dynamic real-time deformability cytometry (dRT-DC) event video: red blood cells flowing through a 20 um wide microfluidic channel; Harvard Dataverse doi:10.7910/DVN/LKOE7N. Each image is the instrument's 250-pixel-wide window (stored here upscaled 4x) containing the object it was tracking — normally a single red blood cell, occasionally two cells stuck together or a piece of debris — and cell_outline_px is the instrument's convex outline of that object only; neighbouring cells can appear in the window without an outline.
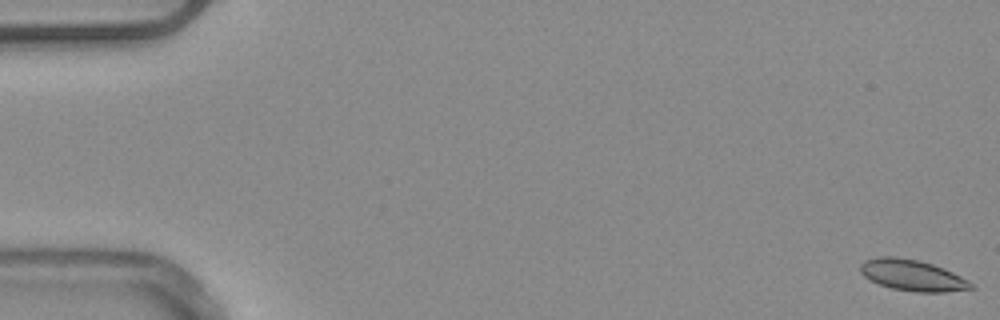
{"species": "common noctule bat (a hibernating species)", "species_latin": "Nyctalus noctula", "temperature_condition": "warm", "stored_images_in_passage": 53, "camera_frame_rate_fps": 3000, "um_per_image_px": 0.085, "animal": {"sex": "male", "body_mass_g": 20.4}, "frame": {"image": 1, "passage_image": 1, "time_ms": 0.0, "image_size_px": [1000, 320], "cell_outline_px": [[976, 288], [944, 292], [916, 292], [892, 288], [880, 284], [864, 276], [860, 272], [860, 264], [864, 260], [880, 256], [896, 256], [920, 260], [944, 268], [968, 280]], "centroid_in_image_um": [77.55, 23.38], "position_along_channel_um": 7.5, "area_um2": 20.06}}
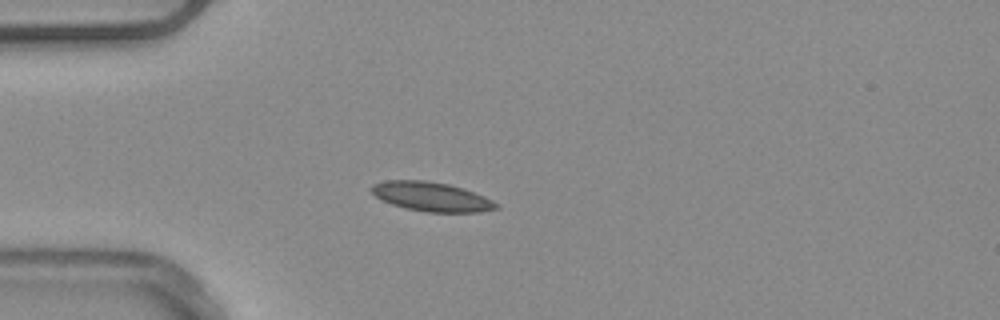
{"frame": {"image": 2, "passage_image": 15, "time_ms": 4.667, "image_size_px": [1000, 320], "cell_outline_px": [[500, 208], [480, 212], [428, 212], [404, 208], [392, 204], [376, 196], [368, 188], [372, 184], [384, 180], [424, 180], [448, 184], [464, 188], [484, 196], [500, 204]], "centroid_in_image_um": [36.69, 16.71], "position_along_channel_um": 48.3, "area_um2": 21.39}}
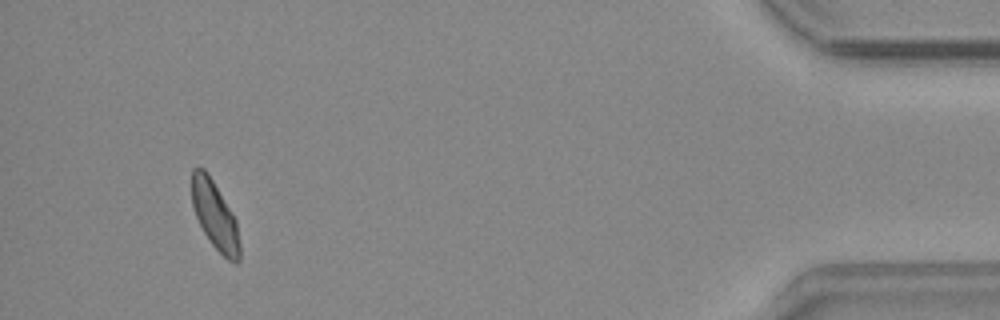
{"frame": {"image": 3, "passage_image": 50, "time_ms": 16.333, "image_size_px": [1000, 320], "cell_outline_px": [[240, 260], [236, 264], [228, 260], [212, 244], [204, 232], [196, 216], [192, 204], [192, 168], [204, 168], [208, 172], [236, 220], [240, 244]], "centroid_in_image_um": [18.28, 18.32], "position_along_channel_um": 416.9, "area_um2": 18.79}, "authors_computed_cell_mechanics": {"area_um2": 19.7098, "velocity_mm_per_s": 3.8744, "shape_relaxation_time_tau1_ms": 3.6023, "shape_relaxation_time_tau2_ms": null, "deformation_change_tau1": 0.0745, "deformation_change_tau2": null}}